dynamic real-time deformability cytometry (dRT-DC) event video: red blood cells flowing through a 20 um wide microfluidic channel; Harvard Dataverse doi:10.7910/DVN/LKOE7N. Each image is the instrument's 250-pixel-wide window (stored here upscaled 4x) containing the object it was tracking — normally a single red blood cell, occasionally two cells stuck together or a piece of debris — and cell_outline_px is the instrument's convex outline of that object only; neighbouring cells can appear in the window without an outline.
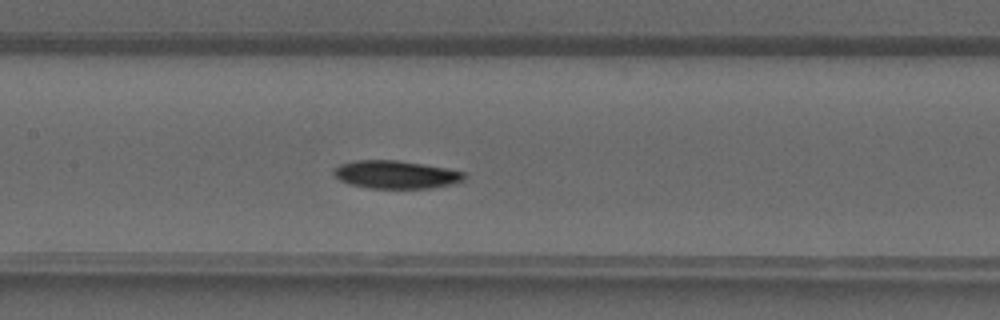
{"species": "common noctule bat (a hibernating species)", "species_latin": "Nyctalus noctula", "temperature_condition": "warm", "stored_images_in_passage": 39, "camera_frame_rate_fps": 3000, "um_per_image_px": 0.085, "animal": {"sex": "male", "forearm_length_mm": 52.5}, "frame": {"image": 1, "passage_image": 17, "time_ms": 5.333, "image_size_px": [1000, 320], "cell_outline_px": [[468, 176], [464, 180], [452, 184], [432, 188], [372, 188], [352, 184], [340, 180], [332, 172], [340, 164], [356, 160], [396, 160], [444, 168], [464, 172]], "centroid_in_image_um": [33.68, 14.84], "position_along_channel_um": 173.7, "area_um2": 20.98}}
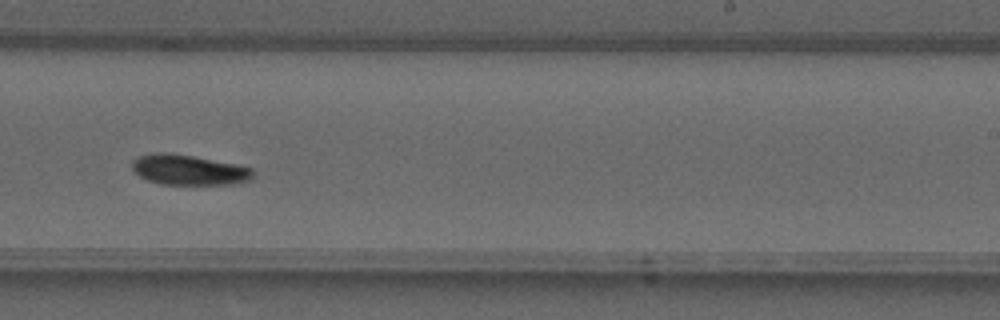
{"frame": {"image": 2, "passage_image": 23, "time_ms": 7.333, "image_size_px": [1000, 320], "cell_outline_px": [[252, 180], [232, 184], [160, 184], [148, 180], [140, 176], [132, 168], [132, 160], [136, 156], [152, 152], [168, 152], [192, 156], [252, 168]], "centroid_in_image_um": [15.98, 14.43], "position_along_channel_um": 273.0, "area_um2": 21.15}}
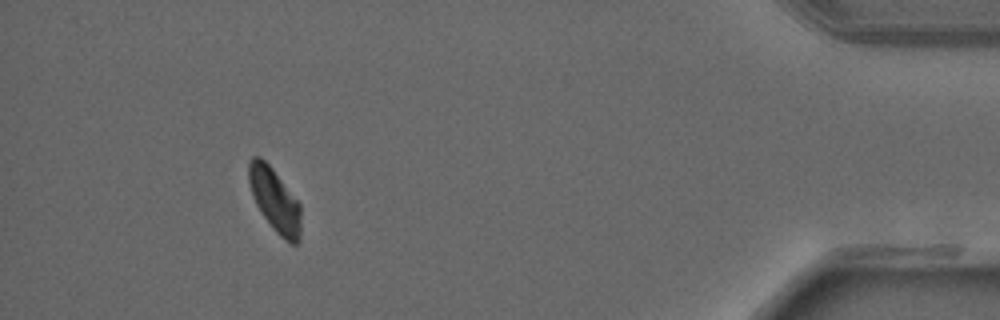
{"frame": {"image": 3, "passage_image": 35, "time_ms": 11.333, "image_size_px": [1000, 320], "cell_outline_px": [[300, 240], [296, 244], [292, 244], [284, 240], [272, 228], [260, 212], [252, 196], [248, 180], [248, 164], [252, 156], [260, 156], [272, 168], [300, 204]], "centroid_in_image_um": [23.33, 17.02], "position_along_channel_um": 411.9, "area_um2": 19.31}}